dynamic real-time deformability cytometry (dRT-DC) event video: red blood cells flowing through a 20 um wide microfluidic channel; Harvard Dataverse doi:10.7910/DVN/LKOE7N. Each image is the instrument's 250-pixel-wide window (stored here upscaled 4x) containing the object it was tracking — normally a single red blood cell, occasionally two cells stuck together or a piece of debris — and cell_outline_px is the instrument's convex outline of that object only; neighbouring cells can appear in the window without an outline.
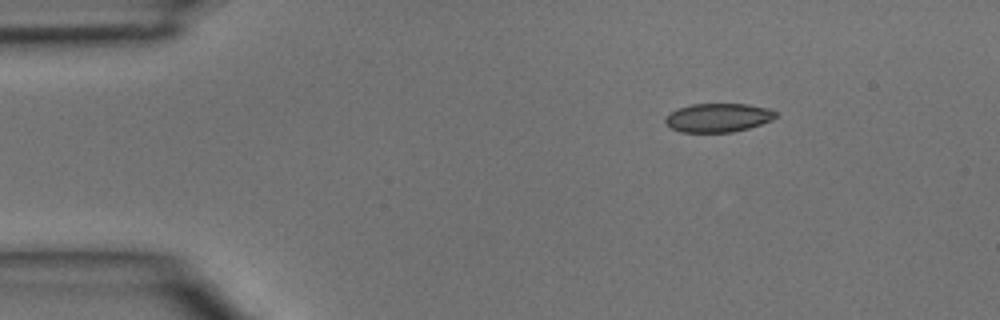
{"species": "common noctule bat (a hibernating species)", "species_latin": "Nyctalus noctula", "temperature_condition": "room temperature", "stored_images_in_passage": 3, "segment_of_instrument_passage": [1, 2], "camera_frame_rate_fps": 3000, "um_per_image_px": 0.085, "animal": {"sex": "male", "body_mass_g": 15.6}, "frame": {"image": 1, "passage_image": 1, "time_ms": 0.0, "image_size_px": [1000, 320], "cell_outline_px": [[776, 116], [772, 120], [748, 128], [732, 132], [680, 132], [664, 124], [664, 120], [672, 112], [680, 108], [692, 104], [748, 104], [768, 108], [776, 112]], "centroid_in_image_um": [61.04, 10.0], "position_along_channel_um": 24.0, "area_um2": 18.32}}